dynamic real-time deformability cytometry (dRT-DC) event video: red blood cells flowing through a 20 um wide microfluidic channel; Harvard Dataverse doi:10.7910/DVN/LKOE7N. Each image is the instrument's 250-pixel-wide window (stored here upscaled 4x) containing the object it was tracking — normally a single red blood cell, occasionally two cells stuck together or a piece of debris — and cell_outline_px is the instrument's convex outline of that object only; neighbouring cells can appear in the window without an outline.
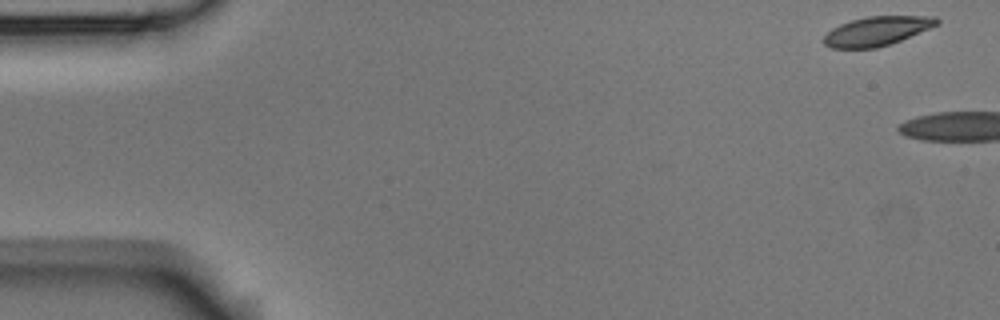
{"species": "Egyptian fruit bat (a non-hibernating species)", "species_latin": "Rousettus aegyptiacus", "temperature_condition": "room temperature", "stored_images_in_passage": 6, "camera_frame_rate_fps": 3000, "um_per_image_px": 0.085, "animal": {"sex": "male"}, "frame": {"image": 1, "passage_image": 1, "time_ms": 0.0, "image_size_px": [1000, 320], "cell_outline_px": [[940, 24], [900, 40], [876, 48], [832, 48], [824, 44], [824, 36], [832, 28], [840, 24], [852, 20], [868, 16], [936, 16], [940, 20]], "centroid_in_image_um": [74.55, 2.63], "position_along_channel_um": 10.4, "area_um2": 19.07}}